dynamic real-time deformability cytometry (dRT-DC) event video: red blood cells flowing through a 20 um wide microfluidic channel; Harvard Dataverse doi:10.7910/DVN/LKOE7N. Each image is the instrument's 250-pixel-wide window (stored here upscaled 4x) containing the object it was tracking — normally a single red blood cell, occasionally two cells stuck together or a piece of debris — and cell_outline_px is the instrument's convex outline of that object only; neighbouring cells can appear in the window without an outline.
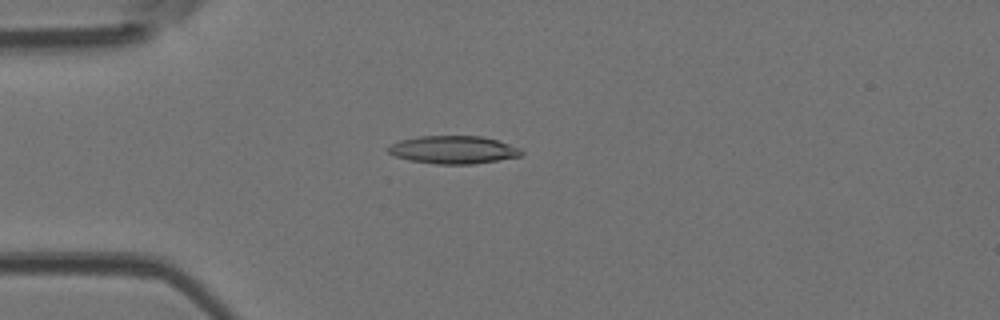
{"species": "Egyptian fruit bat (a non-hibernating species)", "species_latin": "Rousettus aegyptiacus", "temperature_condition": "room temperature", "stored_images_in_passage": 3, "camera_frame_rate_fps": 3000, "um_per_image_px": 0.085, "animal": {"sex": "female"}, "frame": {"image": 1, "passage_image": 3, "time_ms": 0.667, "image_size_px": [1000, 320], "cell_outline_px": [[524, 152], [520, 156], [472, 164], [436, 164], [408, 160], [396, 156], [388, 152], [388, 148], [392, 144], [400, 140], [416, 136], [480, 136], [496, 140], [520, 148]], "centroid_in_image_um": [38.51, 12.73], "position_along_channel_um": 46.5, "area_um2": 21.44}}